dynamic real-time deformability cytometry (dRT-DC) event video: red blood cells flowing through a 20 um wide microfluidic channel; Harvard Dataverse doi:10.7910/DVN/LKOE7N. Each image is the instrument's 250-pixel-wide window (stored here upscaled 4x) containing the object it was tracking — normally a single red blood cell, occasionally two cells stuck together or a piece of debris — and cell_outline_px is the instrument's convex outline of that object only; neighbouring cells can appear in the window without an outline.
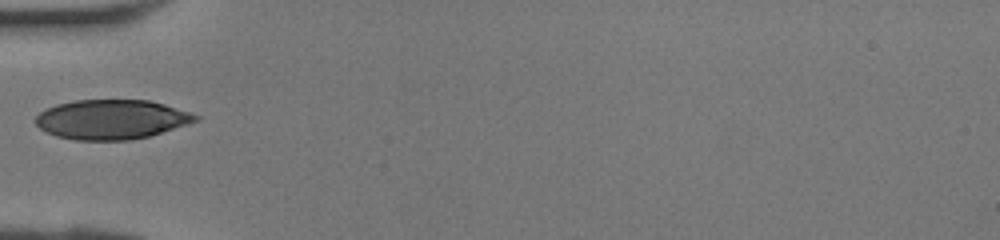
{"species": "human", "species_latin": "Homo sapiens", "temperature_condition": "room temperature", "stored_images_in_passage": 23, "camera_frame_rate_fps": 3000, "um_per_image_px": 0.085, "donor": {"sex": "female"}, "frame": {"image": 1, "passage_image": 1, "time_ms": 0.0, "image_size_px": [1000, 240], "cell_outline_px": [[200, 120], [188, 124], [148, 136], [128, 140], [76, 140], [56, 136], [40, 128], [36, 124], [36, 116], [44, 108], [56, 104], [76, 100], [148, 100], [164, 104], [192, 112], [200, 116]], "centroid_in_image_um": [9.49, 10.14], "position_along_channel_um": 75.5, "area_um2": 36.88}}
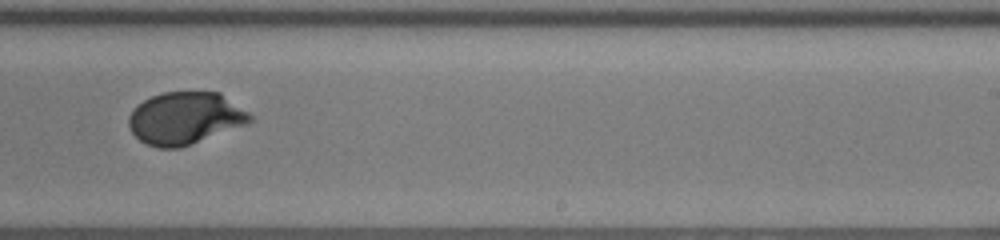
{"frame": {"image": 2, "passage_image": 13, "time_ms": 4.0, "image_size_px": [1000, 240], "cell_outline_px": [[252, 120], [244, 124], [180, 148], [156, 148], [144, 144], [132, 132], [128, 124], [128, 116], [144, 100], [152, 96], [164, 92], [220, 92], [248, 112], [252, 116]], "centroid_in_image_um": [15.7, 10.05], "position_along_channel_um": 273.3, "area_um2": 36.47}}
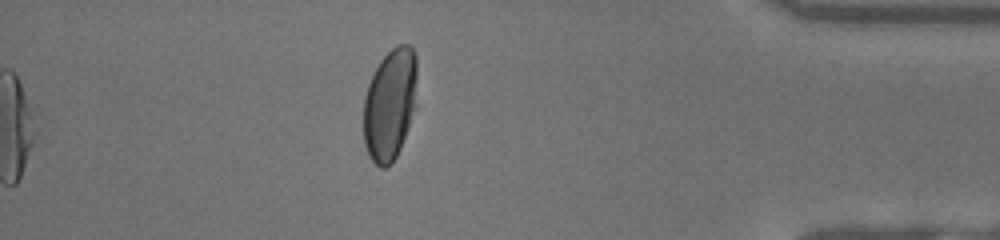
{"frame": {"image": 3, "passage_image": 23, "time_ms": 7.333, "image_size_px": [1000, 240], "cell_outline_px": [[416, 104], [408, 128], [400, 148], [396, 156], [384, 168], [380, 168], [368, 156], [364, 144], [364, 96], [368, 84], [380, 60], [396, 44], [408, 44], [412, 48], [416, 56]], "centroid_in_image_um": [33.14, 8.85], "position_along_channel_um": 402.1, "area_um2": 34.85}}